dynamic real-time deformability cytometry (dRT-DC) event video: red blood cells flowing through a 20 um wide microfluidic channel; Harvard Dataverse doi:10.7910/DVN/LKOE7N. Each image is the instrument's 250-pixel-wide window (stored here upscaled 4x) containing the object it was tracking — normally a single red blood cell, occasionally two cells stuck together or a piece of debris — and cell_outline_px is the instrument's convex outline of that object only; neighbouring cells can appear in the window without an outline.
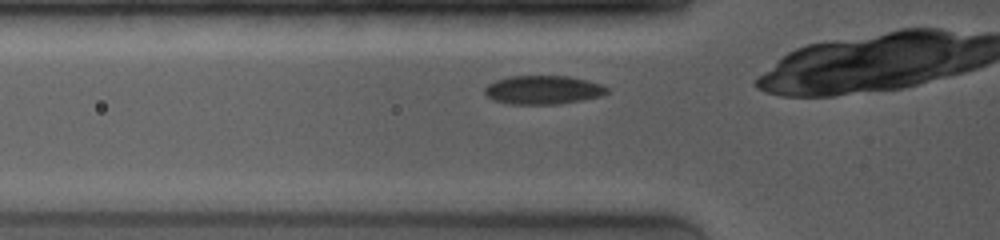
{"species": "common noctule bat (a hibernating species)", "species_latin": "Nyctalus noctula", "temperature_condition": "room temperature", "stored_images_in_passage": 30, "camera_frame_rate_fps": 4000, "um_per_image_px": 0.085, "animal": {"sex": "female", "body_mass_g": 19.0, "forearm_length_mm": 53.3}, "frame": {"image": 1, "passage_image": 2, "time_ms": 0.5, "image_size_px": [1000, 240], "cell_outline_px": [[608, 92], [604, 96], [560, 104], [508, 104], [492, 100], [484, 96], [484, 88], [488, 84], [496, 80], [508, 76], [568, 76], [588, 80], [600, 84], [608, 88]], "centroid_in_image_um": [46.14, 7.65], "position_along_channel_um": 79.7, "area_um2": 20.75}}
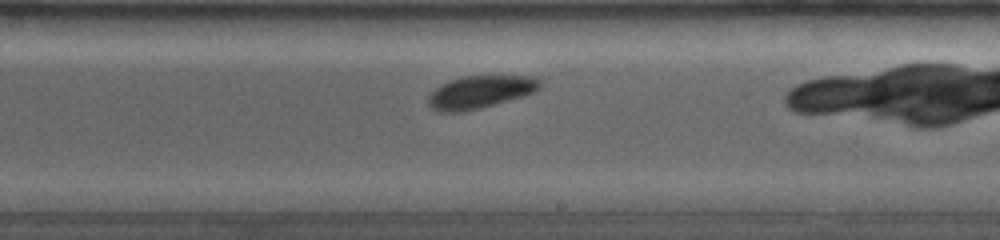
{"frame": {"image": 2, "passage_image": 17, "time_ms": 4.75, "image_size_px": [1000, 240], "cell_outline_px": [[540, 84], [532, 92], [520, 96], [480, 108], [464, 112], [436, 112], [428, 104], [428, 96], [440, 84], [448, 80], [460, 76], [532, 76], [540, 80]], "centroid_in_image_um": [40.71, 7.82], "position_along_channel_um": 248.3, "area_um2": 20.98}}
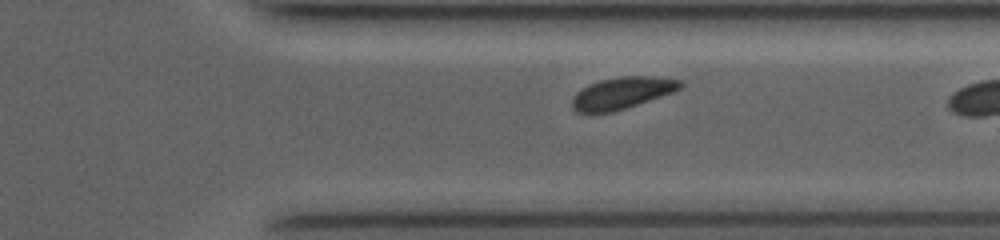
{"frame": {"image": 3, "passage_image": 27, "time_ms": 7.5, "image_size_px": [1000, 240], "cell_outline_px": [[684, 84], [680, 88], [672, 92], [612, 112], [588, 116], [576, 112], [572, 108], [572, 96], [576, 92], [588, 84], [600, 80], [620, 76], [656, 76], [680, 80]], "centroid_in_image_um": [52.77, 7.93], "position_along_channel_um": 358.6, "area_um2": 20.35}, "authors_computed_cell_mechanics": {"area_um2": 20.7213, "velocity_mm_per_s": 3.9776, "shape_relaxation_time_tau1_ms": 3.0813, "shape_relaxation_time_tau2_ms": 2.7752, "deformation_change_tau1": 0.1118, "deformation_change_tau2": 0.0525}}